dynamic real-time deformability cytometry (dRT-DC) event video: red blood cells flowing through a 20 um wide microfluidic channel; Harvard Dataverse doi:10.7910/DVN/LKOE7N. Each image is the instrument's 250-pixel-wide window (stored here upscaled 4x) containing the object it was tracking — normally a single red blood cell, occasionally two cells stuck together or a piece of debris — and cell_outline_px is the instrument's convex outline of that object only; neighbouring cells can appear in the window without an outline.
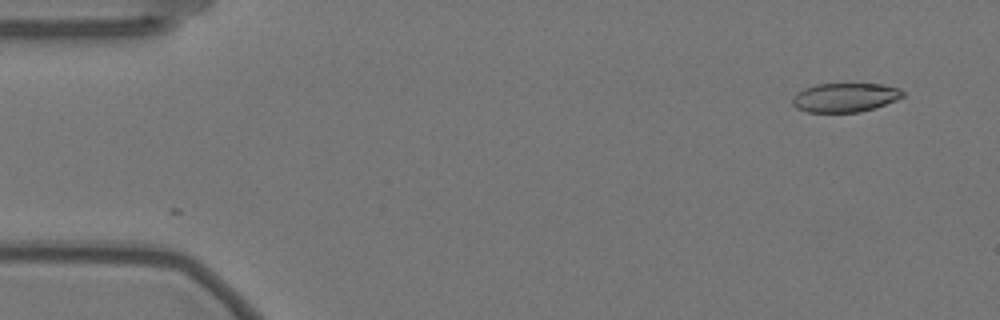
{"species": "Egyptian fruit bat (a non-hibernating species)", "species_latin": "Rousettus aegyptiacus", "temperature_condition": "warm", "stored_images_in_passage": 20, "camera_frame_rate_fps": 3000, "um_per_image_px": 0.085, "animal": {"sex": "female"}, "frame": {"image": 1, "passage_image": 1, "time_ms": 0.0, "image_size_px": [1000, 320], "cell_outline_px": [[904, 96], [896, 100], [860, 112], [808, 112], [796, 108], [792, 104], [792, 96], [804, 88], [816, 84], [884, 84], [900, 88], [904, 92]], "centroid_in_image_um": [71.81, 8.28], "position_along_channel_um": 13.2, "area_um2": 18.67}}
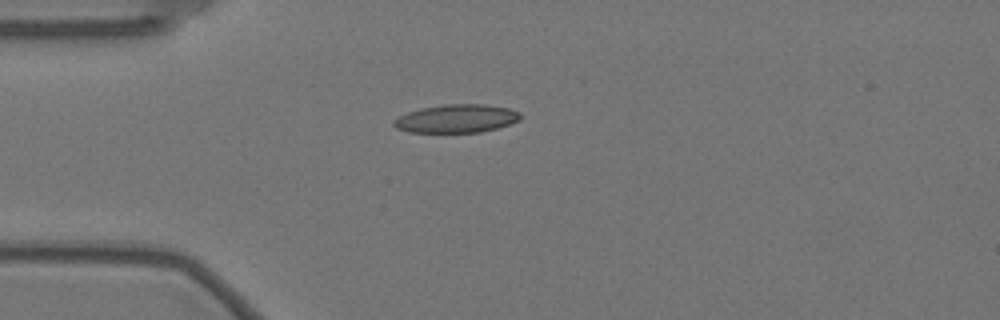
{"frame": {"image": 2, "passage_image": 12, "time_ms": 3.667, "image_size_px": [1000, 320], "cell_outline_px": [[520, 120], [496, 128], [480, 132], [408, 132], [396, 128], [392, 124], [392, 120], [408, 112], [420, 108], [444, 104], [484, 104], [508, 108], [520, 112]], "centroid_in_image_um": [38.77, 10.07], "position_along_channel_um": 46.2, "area_um2": 20.81}}
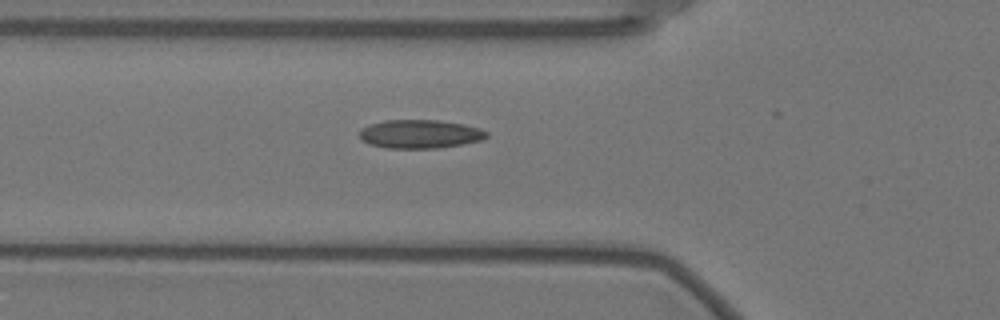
{"frame": {"image": 3, "passage_image": 17, "time_ms": 5.333, "image_size_px": [1000, 320], "cell_outline_px": [[488, 136], [480, 140], [460, 144], [436, 148], [388, 148], [368, 144], [360, 136], [360, 132], [364, 128], [372, 124], [384, 120], [440, 120], [464, 124], [480, 128], [488, 132]], "centroid_in_image_um": [35.73, 11.38], "position_along_channel_um": 90.1, "area_um2": 20.92}}